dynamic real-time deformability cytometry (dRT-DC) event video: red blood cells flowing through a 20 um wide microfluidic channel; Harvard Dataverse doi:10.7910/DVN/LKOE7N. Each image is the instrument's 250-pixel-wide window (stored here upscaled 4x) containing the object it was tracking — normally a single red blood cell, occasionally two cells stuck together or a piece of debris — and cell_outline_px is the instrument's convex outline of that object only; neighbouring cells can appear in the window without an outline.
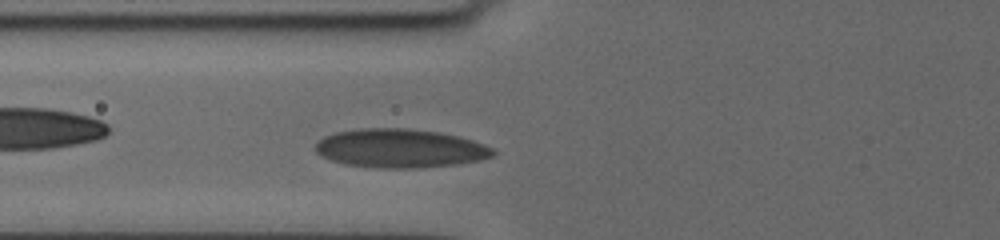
{"species": "human", "species_latin": "Homo sapiens", "temperature_condition": "cold", "stored_images_in_passage": 38, "camera_frame_rate_fps": 3000, "um_per_image_px": 0.085, "donor": {"sex": "female"}, "frame": {"image": 1, "passage_image": 7, "time_ms": 2.0, "image_size_px": [1000, 240], "cell_outline_px": [[496, 152], [492, 156], [480, 160], [456, 164], [416, 168], [376, 168], [344, 164], [320, 156], [312, 148], [324, 136], [336, 132], [360, 128], [408, 128], [436, 132], [460, 136], [484, 144], [492, 148]], "centroid_in_image_um": [33.98, 12.61], "position_along_channel_um": 91.8, "area_um2": 40.23}}
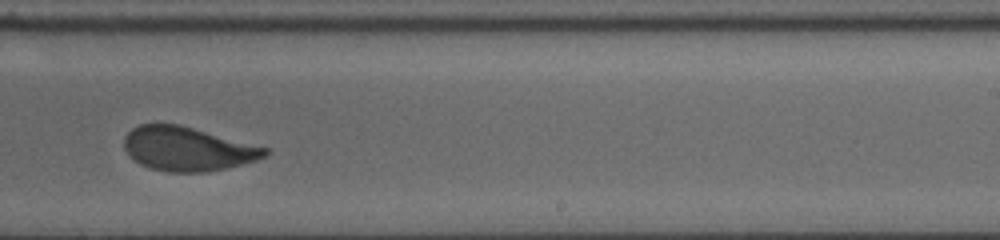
{"frame": {"image": 2, "passage_image": 22, "time_ms": 7.0, "image_size_px": [1000, 240], "cell_outline_px": [[268, 156], [256, 160], [224, 168], [204, 172], [168, 172], [148, 168], [140, 164], [124, 148], [124, 136], [132, 128], [140, 124], [180, 124], [268, 148]], "centroid_in_image_um": [15.93, 12.65], "position_along_channel_um": 273.1, "area_um2": 35.89}}
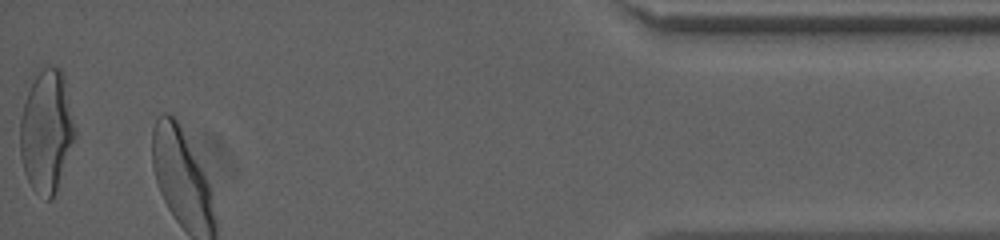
{"frame": {"image": 3, "passage_image": 38, "time_ms": 12.333, "image_size_px": [1000, 240], "cell_outline_px": [[76, 136], [56, 192], [52, 200], [48, 200], [32, 188], [24, 172], [20, 156], [20, 116], [32, 72], [52, 64], [60, 68], [64, 76], [76, 128]], "centroid_in_image_um": [3.94, 11.07], "position_along_channel_um": 431.3, "area_um2": 40.0}, "authors_computed_cell_mechanics": {"area_um2": 37.2521, "velocity_mm_per_s": 3.6246, "shape_relaxation_time_tau1_ms": 4.7046, "shape_relaxation_time_tau2_ms": 0.9843, "deformation_change_tau1": 0.1509, "deformation_change_tau2": 0.0595}}